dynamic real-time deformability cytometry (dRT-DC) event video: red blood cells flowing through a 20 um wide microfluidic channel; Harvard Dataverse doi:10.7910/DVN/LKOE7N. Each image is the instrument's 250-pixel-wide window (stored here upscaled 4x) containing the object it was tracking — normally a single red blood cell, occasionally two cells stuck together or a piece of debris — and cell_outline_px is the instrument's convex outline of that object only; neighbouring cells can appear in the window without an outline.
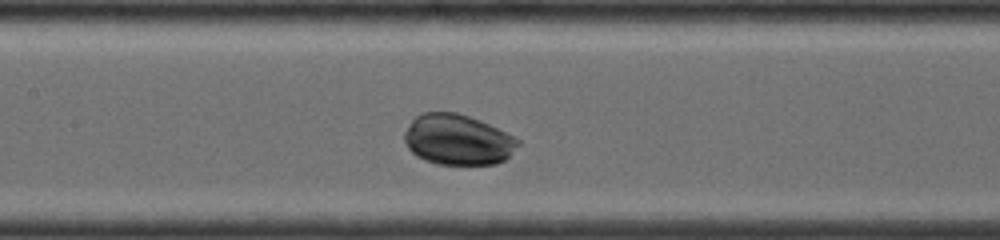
{"species": "common noctule bat (a hibernating species)", "species_latin": "Nyctalus noctula", "temperature_condition": "room temperature", "stored_images_in_passage": 42, "camera_frame_rate_fps": 4000, "um_per_image_px": 0.085, "animal": {"sex": "female", "body_mass_g": 19.0, "forearm_length_mm": 56.7}, "frame": {"image": 1, "passage_image": 18, "time_ms": 4.25, "image_size_px": [1000, 240], "cell_outline_px": [[520, 144], [504, 160], [496, 164], [436, 164], [424, 160], [416, 156], [408, 148], [404, 140], [404, 132], [412, 120], [416, 116], [424, 112], [456, 112], [480, 120], [520, 140]], "centroid_in_image_um": [38.88, 11.88], "position_along_channel_um": 168.5, "area_um2": 33.29}}